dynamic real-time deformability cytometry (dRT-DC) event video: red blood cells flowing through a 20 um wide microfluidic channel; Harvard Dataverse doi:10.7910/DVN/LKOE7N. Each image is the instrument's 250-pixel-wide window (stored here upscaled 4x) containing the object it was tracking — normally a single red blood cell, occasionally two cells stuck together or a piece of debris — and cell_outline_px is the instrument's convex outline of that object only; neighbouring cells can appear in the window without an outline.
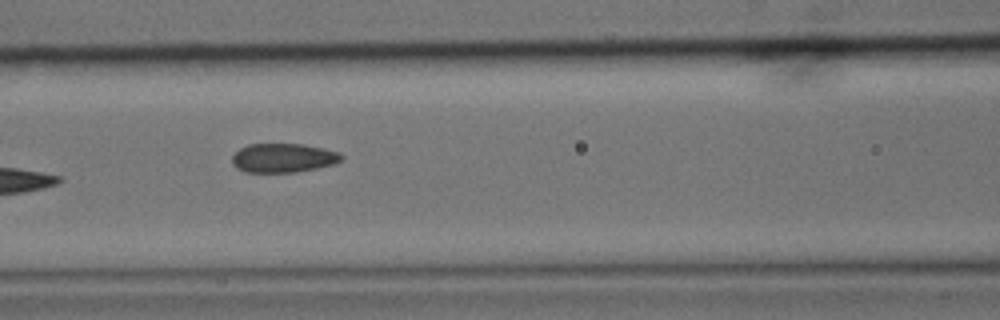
{"species": "common noctule bat (a hibernating species)", "species_latin": "Nyctalus noctula", "temperature_condition": "cold", "stored_images_in_passage": 8, "camera_frame_rate_fps": 3000, "um_per_image_px": 0.085, "animal": {"sex": "male", "body_mass_g": 15.6}, "frame": {"image": 1, "passage_image": 8, "time_ms": 2.333, "image_size_px": [1000, 320], "cell_outline_px": [[344, 156], [336, 164], [296, 172], [244, 172], [236, 168], [232, 164], [232, 156], [240, 148], [248, 144], [304, 144], [324, 148], [340, 152]], "centroid_in_image_um": [24.08, 13.42], "position_along_channel_um": 142.5, "area_um2": 18.67}}